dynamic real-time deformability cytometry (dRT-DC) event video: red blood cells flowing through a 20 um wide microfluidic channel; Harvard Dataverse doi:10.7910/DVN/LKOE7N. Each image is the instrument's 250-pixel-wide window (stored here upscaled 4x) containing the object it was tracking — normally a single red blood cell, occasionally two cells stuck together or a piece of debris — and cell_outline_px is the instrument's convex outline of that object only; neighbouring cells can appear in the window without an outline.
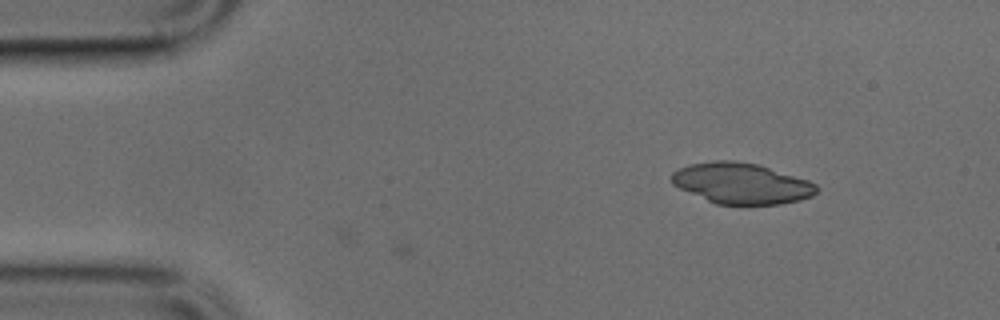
{"species": "common noctule bat (a hibernating species)", "species_latin": "Nyctalus noctula", "temperature_condition": "cold", "stored_images_in_passage": 5, "camera_frame_rate_fps": 3000, "um_per_image_px": 0.085, "animal": {"sex": "male", "body_mass_g": 17.9, "forearm_length_mm": 54.2}, "frame": {"image": 1, "passage_image": 5, "time_ms": 1.333, "image_size_px": [1000, 320], "cell_outline_px": [[816, 192], [812, 196], [800, 200], [780, 204], [716, 204], [680, 188], [672, 184], [672, 172], [688, 164], [712, 160], [736, 160], [760, 164], [808, 180], [816, 184]], "centroid_in_image_um": [63.02, 15.57], "position_along_channel_um": 22.0, "area_um2": 34.51}}